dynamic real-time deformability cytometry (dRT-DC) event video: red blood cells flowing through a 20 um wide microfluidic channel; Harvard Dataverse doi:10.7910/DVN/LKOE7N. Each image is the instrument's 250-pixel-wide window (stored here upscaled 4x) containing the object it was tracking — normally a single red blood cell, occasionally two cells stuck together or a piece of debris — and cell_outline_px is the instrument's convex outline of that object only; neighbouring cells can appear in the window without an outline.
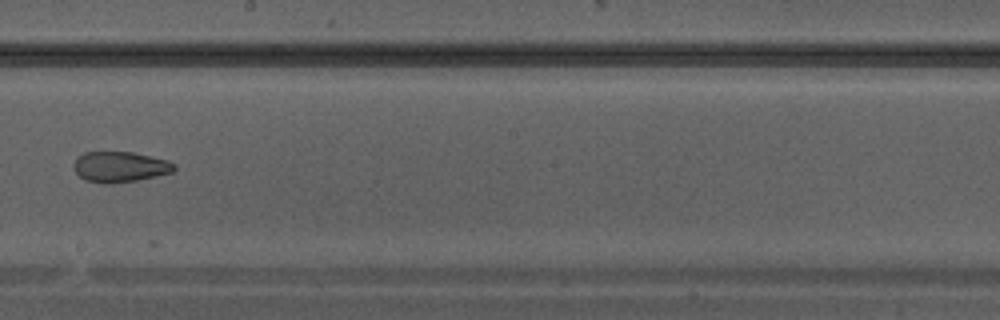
{"species": "Egyptian fruit bat (a non-hibernating species)", "species_latin": "Rousettus aegyptiacus", "temperature_condition": "warm", "stored_images_in_passage": 35, "camera_frame_rate_fps": 3000, "um_per_image_px": 0.085, "animal": {"sex": "male"}, "frame": {"image": 1, "passage_image": 20, "time_ms": 6.333, "image_size_px": [1000, 320], "cell_outline_px": [[176, 168], [172, 172], [156, 176], [136, 180], [108, 184], [104, 184], [84, 180], [72, 168], [72, 164], [76, 156], [84, 152], [132, 152], [168, 160], [176, 164]], "centroid_in_image_um": [10.15, 14.18], "position_along_channel_um": 238.0, "area_um2": 18.09}}